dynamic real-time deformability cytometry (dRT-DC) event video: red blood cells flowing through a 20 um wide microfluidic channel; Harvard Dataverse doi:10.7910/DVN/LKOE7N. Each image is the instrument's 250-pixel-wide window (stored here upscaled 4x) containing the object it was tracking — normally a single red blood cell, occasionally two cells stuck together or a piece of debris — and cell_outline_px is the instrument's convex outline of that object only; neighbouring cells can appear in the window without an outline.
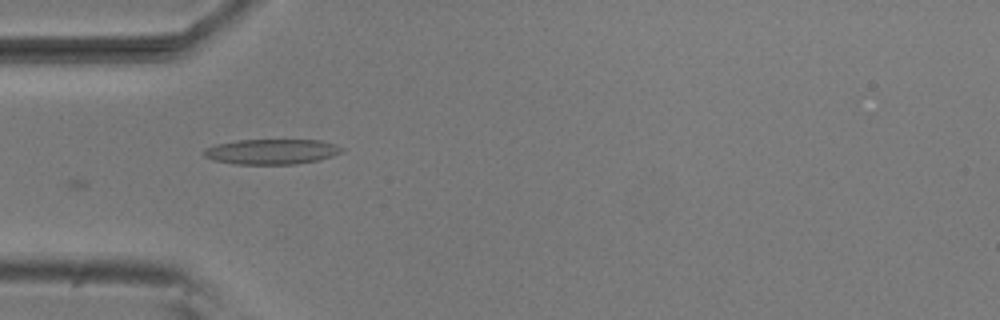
{"species": "common noctule bat (a hibernating species)", "species_latin": "Nyctalus noctula", "temperature_condition": "room temperature", "stored_images_in_passage": 12, "camera_frame_rate_fps": 3000, "um_per_image_px": 0.085, "animal": {"sex": "male", "body_mass_g": 20.5, "forearm_length_mm": 52.5}, "frame": {"image": 1, "passage_image": 4, "time_ms": 1.0, "image_size_px": [1000, 320], "cell_outline_px": [[344, 152], [320, 160], [296, 164], [236, 164], [212, 160], [204, 156], [200, 152], [204, 148], [216, 144], [240, 140], [320, 140], [336, 144], [344, 148]], "centroid_in_image_um": [23.09, 12.89], "position_along_channel_um": 61.9, "area_um2": 20.52}}
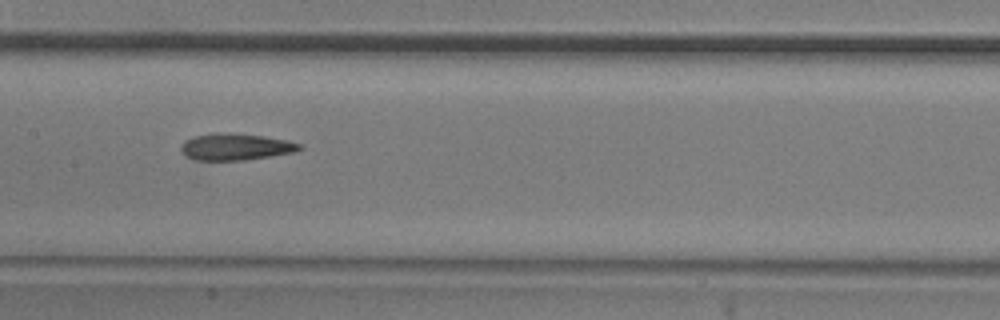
{"frame": {"image": 2, "passage_image": 7, "time_ms": 2.0, "image_size_px": [1000, 320], "cell_outline_px": [[304, 148], [296, 152], [244, 160], [192, 160], [184, 156], [180, 152], [180, 148], [184, 140], [192, 136], [216, 132], [224, 132], [264, 136], [288, 140], [300, 144]], "centroid_in_image_um": [19.99, 12.48], "position_along_channel_um": 187.4, "area_um2": 18.79}}
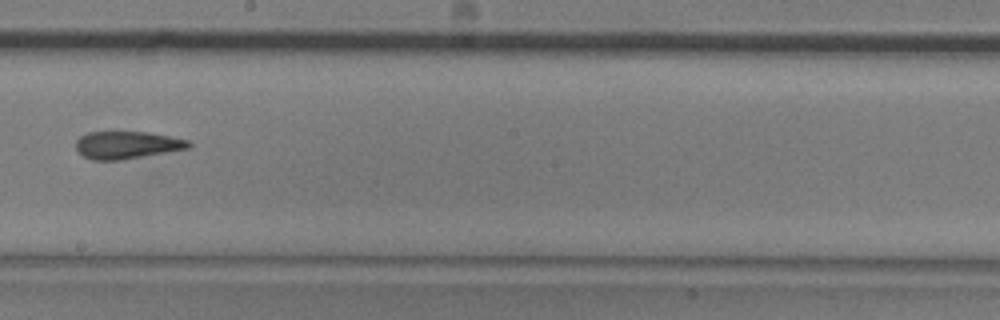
{"frame": {"image": 3, "passage_image": 8, "time_ms": 2.333, "image_size_px": [1000, 320], "cell_outline_px": [[192, 144], [188, 148], [144, 156], [120, 160], [92, 160], [84, 156], [76, 148], [76, 140], [80, 136], [88, 132], [148, 132], [188, 140]], "centroid_in_image_um": [10.77, 12.32], "position_along_channel_um": 237.4, "area_um2": 17.86}}